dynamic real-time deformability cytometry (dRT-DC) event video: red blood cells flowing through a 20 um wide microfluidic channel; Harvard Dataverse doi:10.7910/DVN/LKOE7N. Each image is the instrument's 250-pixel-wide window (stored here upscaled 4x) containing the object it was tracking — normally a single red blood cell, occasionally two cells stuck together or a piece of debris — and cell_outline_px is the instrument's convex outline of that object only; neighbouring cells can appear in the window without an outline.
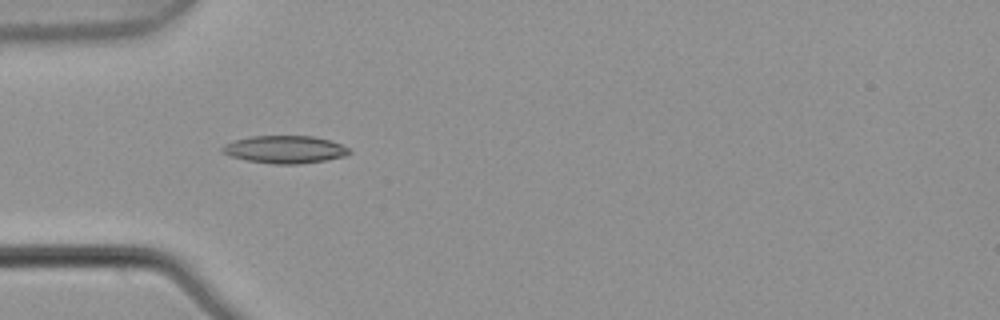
{"species": "common noctule bat (a hibernating species)", "species_latin": "Nyctalus noctula", "temperature_condition": "warm", "stored_images_in_passage": 7, "camera_frame_rate_fps": 3000, "um_per_image_px": 0.085, "animal": {"sex": "male", "body_mass_g": 21.5, "forearm_length_mm": 52.0}, "frame": {"image": 1, "passage_image": 4, "time_ms": 1.0, "image_size_px": [1000, 320], "cell_outline_px": [[352, 152], [344, 156], [324, 160], [300, 164], [272, 164], [248, 160], [232, 156], [224, 152], [220, 148], [224, 144], [236, 140], [252, 136], [312, 136], [328, 140], [340, 144], [348, 148]], "centroid_in_image_um": [24.22, 12.7], "position_along_channel_um": 60.8, "area_um2": 20.11}}
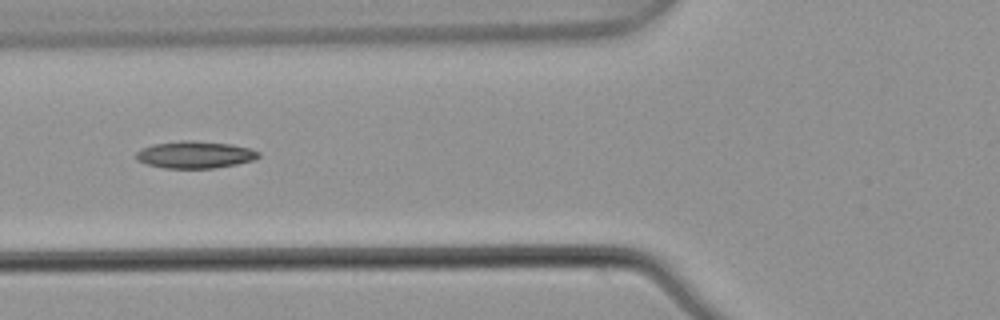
{"frame": {"image": 2, "passage_image": 5, "time_ms": 1.333, "image_size_px": [1000, 320], "cell_outline_px": [[260, 156], [252, 160], [236, 164], [212, 168], [164, 168], [148, 164], [136, 160], [136, 152], [152, 144], [180, 140], [192, 140], [232, 144], [248, 148], [260, 152]], "centroid_in_image_um": [16.56, 13.14], "position_along_channel_um": 109.2, "area_um2": 19.25}}
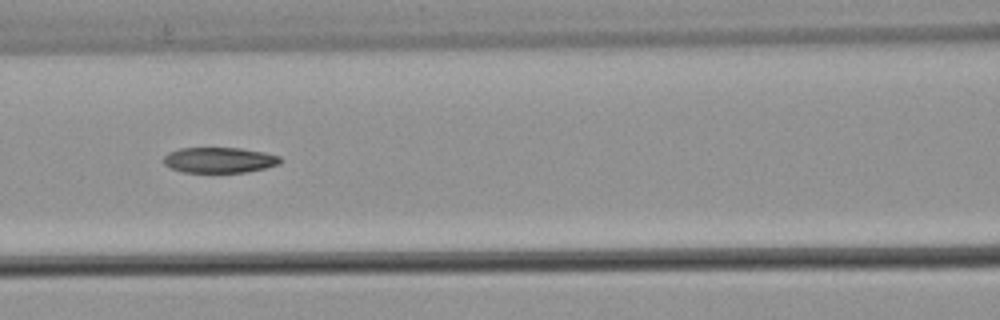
{"frame": {"image": 3, "passage_image": 6, "time_ms": 1.667, "image_size_px": [1000, 320], "cell_outline_px": [[284, 160], [280, 164], [264, 168], [244, 172], [180, 172], [164, 164], [164, 156], [168, 152], [180, 148], [240, 148], [264, 152], [280, 156]], "centroid_in_image_um": [18.66, 13.6], "position_along_channel_um": 147.9, "area_um2": 17.4}}